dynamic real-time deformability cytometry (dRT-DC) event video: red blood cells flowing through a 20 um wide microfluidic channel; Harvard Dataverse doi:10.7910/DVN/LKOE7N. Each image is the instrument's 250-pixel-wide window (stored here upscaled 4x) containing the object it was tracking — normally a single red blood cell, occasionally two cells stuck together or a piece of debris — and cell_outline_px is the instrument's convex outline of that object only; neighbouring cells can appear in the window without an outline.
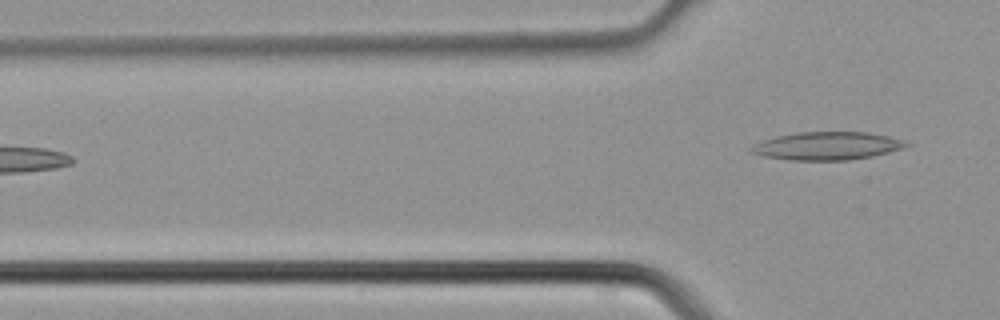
{"species": "common noctule bat (a hibernating species)", "species_latin": "Nyctalus noctula", "temperature_condition": "cold", "stored_images_in_passage": 3, "camera_frame_rate_fps": 3000, "um_per_image_px": 0.085, "animal": {"sex": "male", "body_mass_g": 21.5, "forearm_length_mm": 52.0}, "frame": {"image": 1, "passage_image": 3, "time_ms": 0.667, "image_size_px": [1000, 320], "cell_outline_px": [[912, 144], [904, 148], [872, 156], [848, 160], [788, 160], [764, 156], [748, 152], [748, 148], [752, 144], [776, 136], [796, 132], [868, 132], [888, 136], [904, 140]], "centroid_in_image_um": [70.28, 12.4], "position_along_channel_um": 55.5, "area_um2": 25.49}}